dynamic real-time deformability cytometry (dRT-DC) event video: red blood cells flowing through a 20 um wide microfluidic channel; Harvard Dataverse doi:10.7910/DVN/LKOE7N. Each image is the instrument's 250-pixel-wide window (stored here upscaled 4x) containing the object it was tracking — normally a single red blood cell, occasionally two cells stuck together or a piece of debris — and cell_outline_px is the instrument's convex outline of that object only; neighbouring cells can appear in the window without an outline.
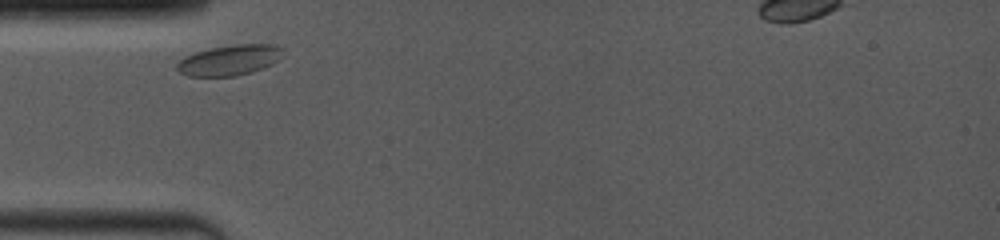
{"species": "common noctule bat (a hibernating species)", "species_latin": "Nyctalus noctula", "temperature_condition": "room temperature", "stored_images_in_passage": 20, "camera_frame_rate_fps": 4000, "um_per_image_px": 0.085, "animal": {"sex": "female", "body_mass_g": 19.0, "forearm_length_mm": 53.3}, "frame": {"image": 1, "passage_image": 1, "time_ms": 0.0, "image_size_px": [1000, 240], "cell_outline_px": [[284, 48], [280, 56], [276, 60], [264, 68], [252, 72], [236, 76], [188, 76], [180, 72], [176, 68], [176, 64], [184, 56], [192, 52], [208, 48], [232, 44], [272, 44]], "centroid_in_image_um": [19.46, 5.1], "position_along_channel_um": 65.5, "area_um2": 18.96}}
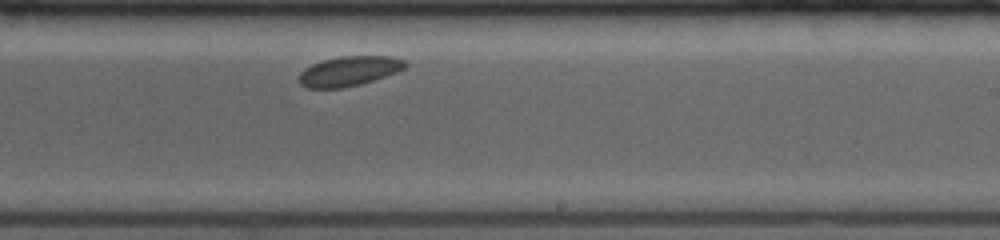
{"frame": {"image": 2, "passage_image": 12, "time_ms": 5.25, "image_size_px": [1000, 240], "cell_outline_px": [[408, 64], [404, 68], [396, 72], [360, 84], [340, 88], [308, 88], [300, 84], [300, 72], [304, 68], [312, 64], [324, 60], [340, 56], [392, 56], [404, 60]], "centroid_in_image_um": [29.66, 6.03], "position_along_channel_um": 259.3, "area_um2": 18.21}}
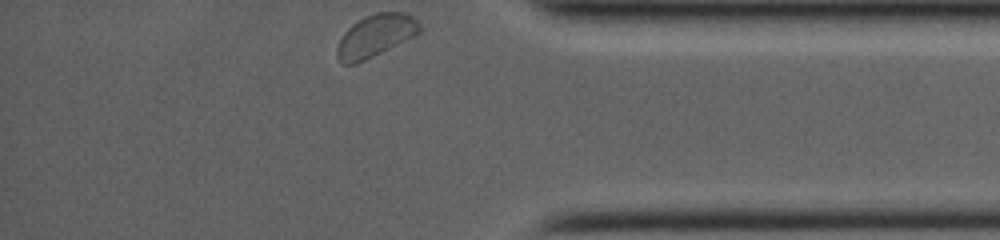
{"frame": {"image": 3, "passage_image": 20, "time_ms": 9.25, "image_size_px": [1000, 240], "cell_outline_px": [[420, 32], [416, 36], [356, 64], [344, 64], [336, 56], [336, 48], [344, 32], [352, 24], [364, 16], [376, 12], [404, 12], [412, 16], [420, 24]], "centroid_in_image_um": [31.92, 3.03], "position_along_channel_um": 403.3, "area_um2": 20.4}}